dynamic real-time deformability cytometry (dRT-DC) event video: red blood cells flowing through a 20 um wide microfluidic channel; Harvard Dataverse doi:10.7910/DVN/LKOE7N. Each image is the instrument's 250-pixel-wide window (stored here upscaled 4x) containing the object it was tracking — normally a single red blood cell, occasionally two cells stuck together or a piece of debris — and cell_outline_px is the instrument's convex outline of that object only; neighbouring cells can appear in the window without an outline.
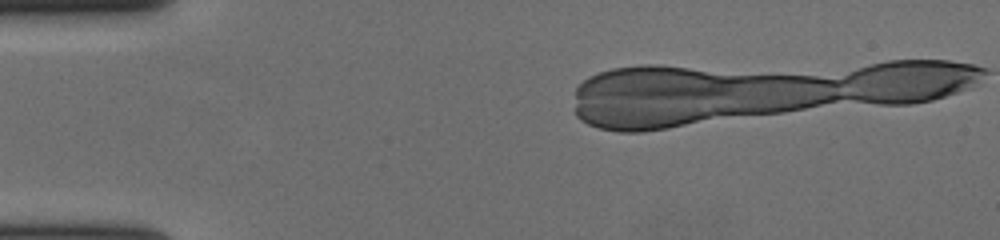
{"species": "human", "species_latin": "Homo sapiens", "temperature_condition": "cold", "stored_images_in_passage": 3, "segment_of_instrument_passage": [1, 3], "camera_frame_rate_fps": 3000, "um_per_image_px": 0.085, "donor": {"sex": "female"}, "frame": {"image": 1, "passage_image": 1, "time_ms": 0.0, "image_size_px": [1000, 240], "cell_outline_px": [[840, 96], [828, 100], [796, 108], [768, 112], [716, 112], [752, 76], [800, 76], [832, 80], [836, 84]], "centroid_in_image_um": [66.28, 7.98], "position_along_channel_um": 18.7, "area_um2": 23.06}}